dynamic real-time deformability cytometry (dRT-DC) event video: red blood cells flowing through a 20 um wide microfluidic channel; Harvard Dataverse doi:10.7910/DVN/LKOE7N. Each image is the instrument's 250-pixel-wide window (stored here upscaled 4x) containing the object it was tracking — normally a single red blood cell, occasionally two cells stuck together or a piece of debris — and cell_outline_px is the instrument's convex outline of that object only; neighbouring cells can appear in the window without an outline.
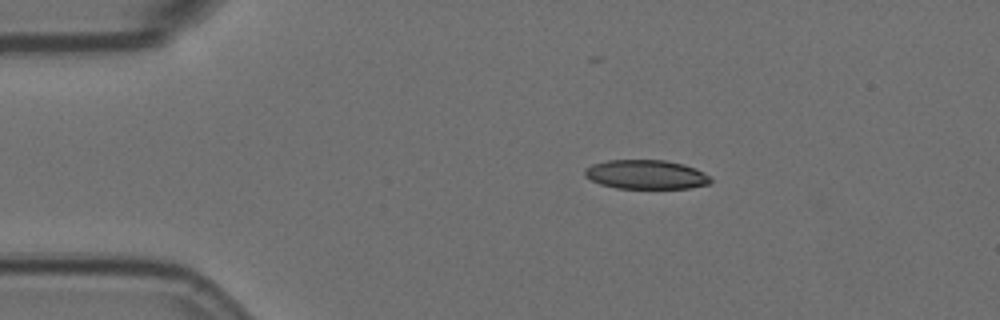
{"species": "Egyptian fruit bat (a non-hibernating species)", "species_latin": "Rousettus aegyptiacus", "temperature_condition": "room temperature", "stored_images_in_passage": 12, "camera_frame_rate_fps": 3000, "um_per_image_px": 0.085, "animal": {"sex": "female"}, "frame": {"image": 1, "passage_image": 3, "time_ms": 0.667, "image_size_px": [1000, 320], "cell_outline_px": [[712, 180], [708, 184], [688, 188], [616, 188], [600, 184], [584, 176], [584, 168], [592, 164], [608, 160], [664, 160], [684, 164], [696, 168], [708, 176]], "centroid_in_image_um": [54.88, 14.83], "position_along_channel_um": 30.1, "area_um2": 21.33}}
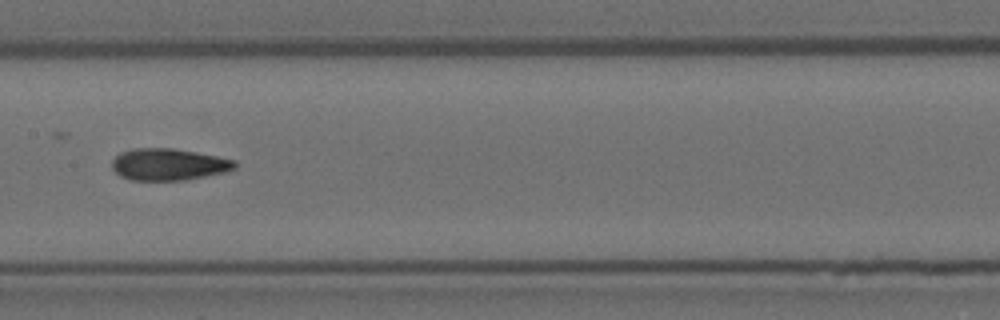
{"frame": {"image": 2, "passage_image": 8, "time_ms": 2.333, "image_size_px": [1000, 320], "cell_outline_px": [[236, 168], [224, 172], [188, 180], [132, 180], [120, 176], [112, 168], [112, 160], [120, 152], [132, 148], [172, 148], [196, 152], [236, 160]], "centroid_in_image_um": [14.32, 13.97], "position_along_channel_um": 193.1, "area_um2": 22.83}}
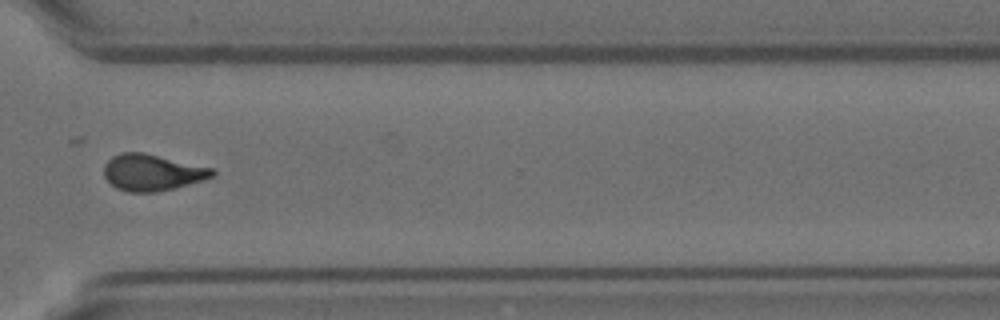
{"frame": {"image": 3, "passage_image": 12, "time_ms": 3.667, "image_size_px": [1000, 320], "cell_outline_px": [[216, 172], [212, 176], [204, 180], [176, 188], [156, 192], [128, 192], [116, 188], [104, 176], [104, 164], [112, 156], [120, 152], [144, 152], [212, 168]], "centroid_in_image_um": [12.92, 14.66], "position_along_channel_um": 357.7, "area_um2": 23.06}}